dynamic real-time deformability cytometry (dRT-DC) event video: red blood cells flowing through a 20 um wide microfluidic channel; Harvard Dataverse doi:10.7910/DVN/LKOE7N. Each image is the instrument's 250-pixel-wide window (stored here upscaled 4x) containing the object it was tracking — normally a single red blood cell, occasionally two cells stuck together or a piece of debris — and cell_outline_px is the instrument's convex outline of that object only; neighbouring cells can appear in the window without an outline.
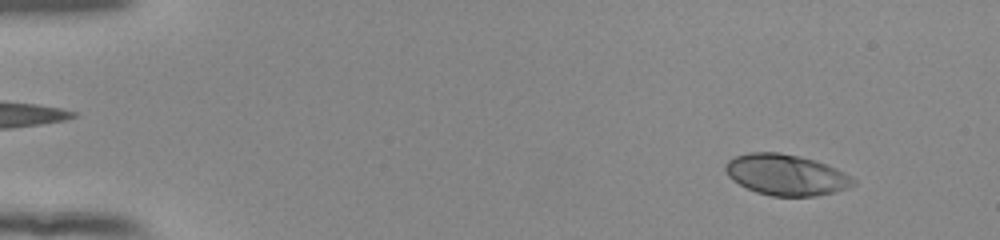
{"species": "human", "species_latin": "Homo sapiens", "temperature_condition": "room temperature", "stored_images_in_passage": 53, "camera_frame_rate_fps": 3000, "um_per_image_px": 0.085, "donor": {"sex": "female"}, "frame": {"image": 1, "passage_image": 5, "time_ms": 1.333, "image_size_px": [1000, 240], "cell_outline_px": [[856, 184], [848, 188], [816, 196], [772, 196], [756, 192], [732, 180], [728, 176], [724, 168], [724, 164], [728, 160], [736, 156], [748, 152], [780, 152], [800, 156], [836, 168], [852, 176], [856, 180]], "centroid_in_image_um": [66.81, 14.86], "position_along_channel_um": 18.2, "area_um2": 30.52}}
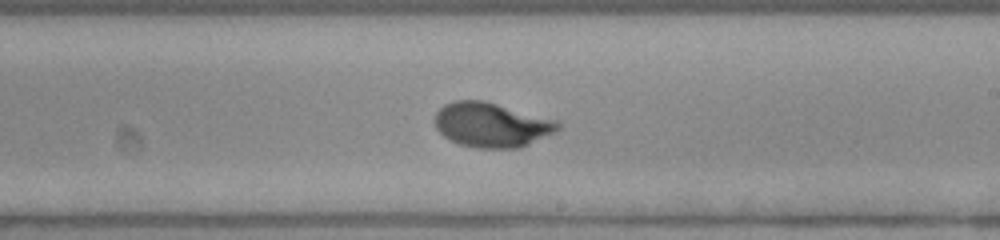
{"frame": {"image": 2, "passage_image": 32, "time_ms": 10.333, "image_size_px": [1000, 240], "cell_outline_px": [[560, 128], [556, 132], [520, 148], [476, 148], [460, 144], [444, 136], [436, 128], [432, 120], [436, 112], [444, 104], [452, 100], [484, 100], [556, 120], [560, 124]], "centroid_in_image_um": [41.75, 10.6], "position_along_channel_um": 247.2, "area_um2": 32.14}}
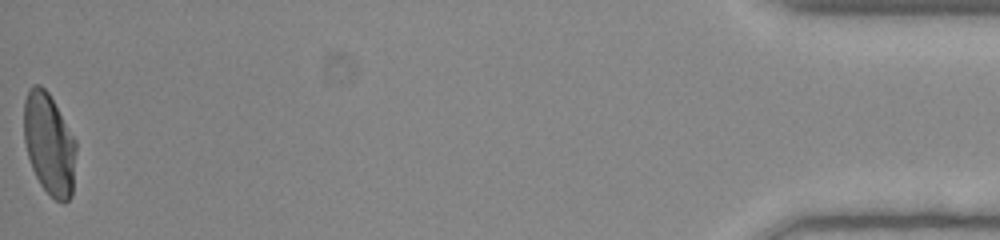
{"frame": {"image": 3, "passage_image": 53, "time_ms": 17.333, "image_size_px": [1000, 240], "cell_outline_px": [[76, 152], [72, 196], [64, 204], [56, 200], [40, 184], [32, 168], [28, 156], [24, 140], [24, 100], [28, 88], [32, 84], [40, 84], [48, 92], [76, 140]], "centroid_in_image_um": [4.18, 12.23], "position_along_channel_um": 431.0, "area_um2": 30.98}, "authors_computed_cell_mechanics": {"area_um2": 30.9808, "velocity_mm_per_s": 3.9121, "shape_relaxation_time_tau1_ms": 4.0937, "shape_relaxation_time_tau2_ms": null, "deformation_change_tau1": 0.2327, "deformation_change_tau2": null}}